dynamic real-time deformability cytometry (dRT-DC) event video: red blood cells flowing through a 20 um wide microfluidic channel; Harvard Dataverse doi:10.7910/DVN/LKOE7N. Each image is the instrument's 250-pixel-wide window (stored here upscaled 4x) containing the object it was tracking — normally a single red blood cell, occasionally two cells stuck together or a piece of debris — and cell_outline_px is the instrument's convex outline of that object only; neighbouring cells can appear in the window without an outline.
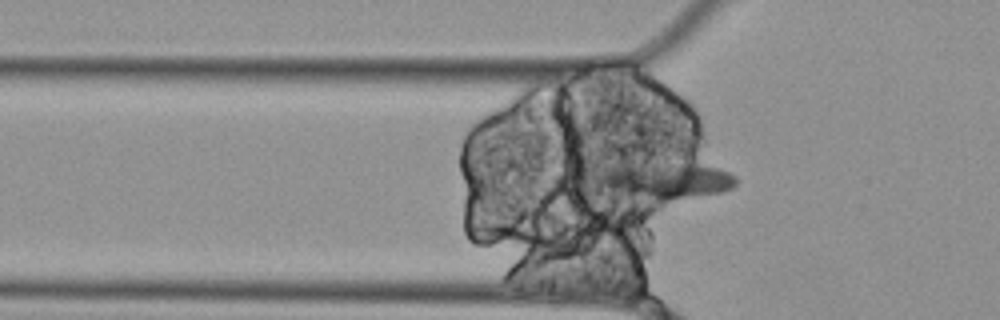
{"species": "Egyptian fruit bat (a non-hibernating species)", "species_latin": "Rousettus aegyptiacus", "temperature_condition": "cold", "stored_images_in_passage": 49, "camera_frame_rate_fps": 3000, "um_per_image_px": 0.085, "animal": {"sex": "female"}, "frame": {"image": 1, "passage_image": 6, "time_ms": 1.667, "image_size_px": [1000, 320], "cell_outline_px": [[736, 184], [732, 188], [720, 192], [664, 200], [656, 200], [608, 184], [600, 176], [600, 172], [616, 164], [668, 156], [720, 168], [736, 176]], "centroid_in_image_um": [56.81, 15.14], "position_along_channel_um": 69.0, "area_um2": 29.42}}
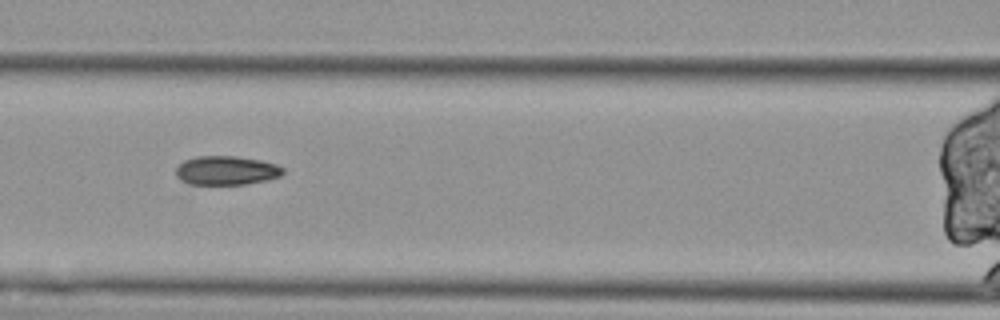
{"frame": {"image": 2, "passage_image": 12, "time_ms": 3.667, "image_size_px": [1000, 320], "cell_outline_px": [[284, 172], [280, 176], [268, 180], [244, 184], [188, 184], [180, 180], [176, 176], [176, 168], [184, 160], [196, 156], [236, 156], [260, 160], [276, 164], [284, 168]], "centroid_in_image_um": [19.24, 14.49], "position_along_channel_um": 147.4, "area_um2": 18.15}}
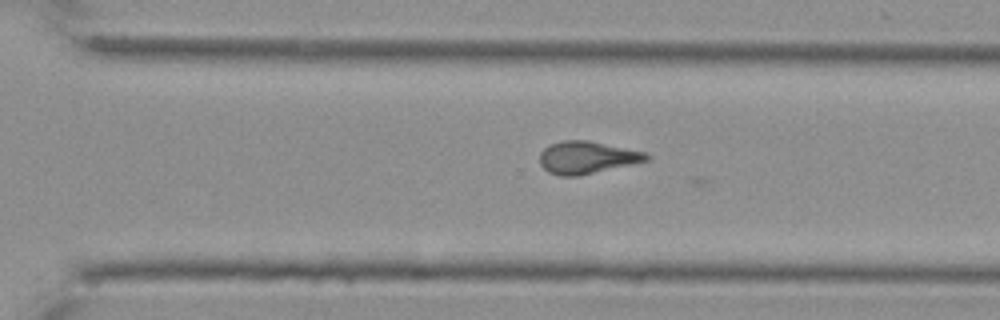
{"frame": {"image": 3, "passage_image": 27, "time_ms": 8.667, "image_size_px": [1000, 320], "cell_outline_px": [[652, 156], [648, 160], [576, 176], [560, 176], [548, 172], [540, 164], [540, 152], [544, 148], [552, 144], [564, 140], [588, 140], [648, 152]], "centroid_in_image_um": [49.9, 13.37], "position_along_channel_um": 320.7, "area_um2": 20.0}}